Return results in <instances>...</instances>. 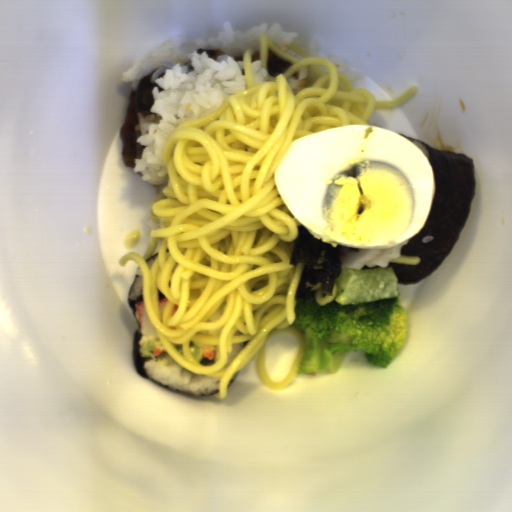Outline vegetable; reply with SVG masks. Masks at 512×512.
I'll use <instances>...</instances> for the list:
<instances>
[{
  "label": "vegetable",
  "instance_id": "add77e79",
  "mask_svg": "<svg viewBox=\"0 0 512 512\" xmlns=\"http://www.w3.org/2000/svg\"><path fill=\"white\" fill-rule=\"evenodd\" d=\"M293 311L290 326L301 329L305 341L298 375L336 374L347 355L356 351L385 369L407 342V310L398 296L359 305H341L334 298L320 305L312 292L298 298Z\"/></svg>",
  "mask_w": 512,
  "mask_h": 512
}]
</instances>
